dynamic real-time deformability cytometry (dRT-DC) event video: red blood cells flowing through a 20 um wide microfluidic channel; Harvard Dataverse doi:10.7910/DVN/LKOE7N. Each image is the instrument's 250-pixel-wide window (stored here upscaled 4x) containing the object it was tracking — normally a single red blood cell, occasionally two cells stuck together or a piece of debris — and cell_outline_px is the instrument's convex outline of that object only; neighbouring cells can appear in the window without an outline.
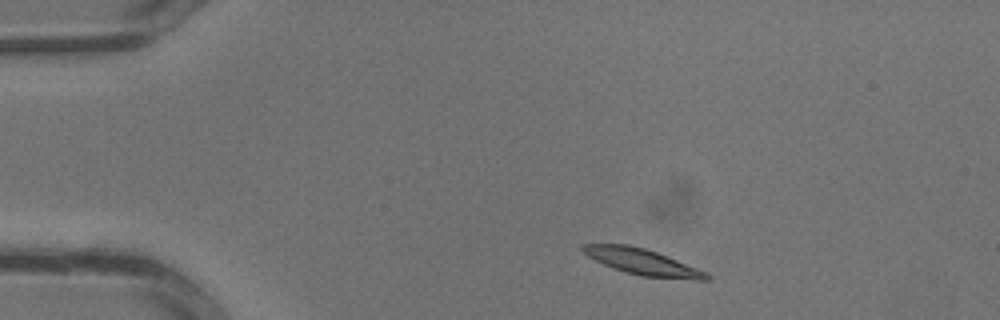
{"species": "common noctule bat (a hibernating species)", "species_latin": "Nyctalus noctula", "temperature_condition": "warm", "stored_images_in_passage": 28, "camera_frame_rate_fps": 3000, "um_per_image_px": 0.085, "animal": {"sex": "male", "body_mass_g": 13.3}, "frame": {"image": 1, "passage_image": 1, "time_ms": 0.0, "image_size_px": [1000, 320], "cell_outline_px": [[712, 276], [708, 280], [696, 280], [640, 276], [624, 272], [612, 268], [588, 256], [580, 248], [584, 244], [628, 244], [644, 248], [656, 252], [708, 272]], "centroid_in_image_um": [54.64, 22.27], "position_along_channel_um": 30.4, "area_um2": 18.73}}
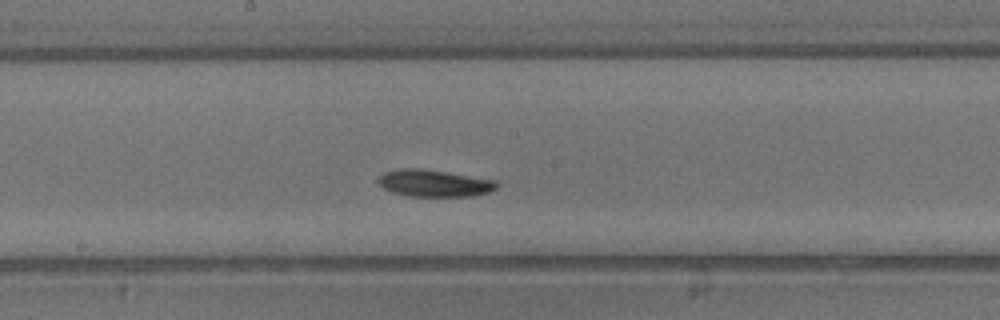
{"frame": {"image": 2, "passage_image": 13, "time_ms": 4.0, "image_size_px": [1000, 320], "cell_outline_px": [[500, 184], [496, 188], [488, 192], [472, 196], [408, 196], [392, 192], [384, 188], [376, 180], [384, 172], [396, 168], [420, 168], [448, 172], [496, 180]], "centroid_in_image_um": [36.9, 15.56], "position_along_channel_um": 211.3, "area_um2": 18.73}}
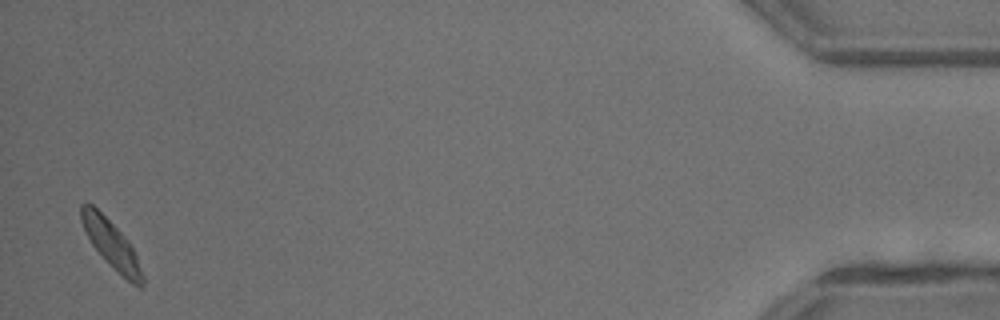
{"frame": {"image": 3, "passage_image": 28, "time_ms": 9.0, "image_size_px": [1000, 320], "cell_outline_px": [[144, 284], [140, 288], [132, 284], [108, 264], [92, 244], [80, 220], [80, 204], [84, 200], [92, 204], [128, 240], [136, 256], [144, 276]], "centroid_in_image_um": [9.45, 20.76], "position_along_channel_um": 425.8, "area_um2": 16.82}}